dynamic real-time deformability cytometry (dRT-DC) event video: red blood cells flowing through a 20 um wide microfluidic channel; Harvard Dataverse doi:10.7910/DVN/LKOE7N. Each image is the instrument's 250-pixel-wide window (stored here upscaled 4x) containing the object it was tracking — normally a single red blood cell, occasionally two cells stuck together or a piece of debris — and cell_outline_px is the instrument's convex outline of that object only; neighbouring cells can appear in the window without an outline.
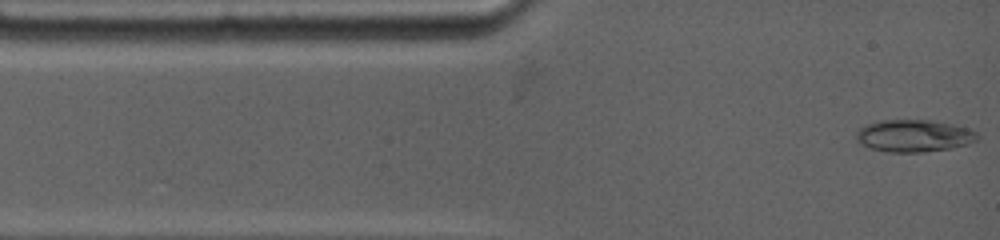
{"species": "common noctule bat (a hibernating species)", "species_latin": "Nyctalus noctula", "temperature_condition": "warm", "stored_images_in_passage": 5, "camera_frame_rate_fps": 4500, "um_per_image_px": 0.085, "animal": {"sex": "female", "body_mass_g": 19.0, "forearm_length_mm": 53.3}, "frame": {"image": 1, "passage_image": 1, "time_ms": 0.0, "image_size_px": [1000, 240], "cell_outline_px": [[980, 136], [976, 140], [968, 144], [952, 148], [924, 152], [888, 152], [872, 148], [856, 140], [856, 132], [864, 124], [880, 120], [928, 120], [952, 124], [968, 128], [976, 132]], "centroid_in_image_um": [77.69, 11.54], "position_along_channel_um": 7.3, "area_um2": 22.72}}
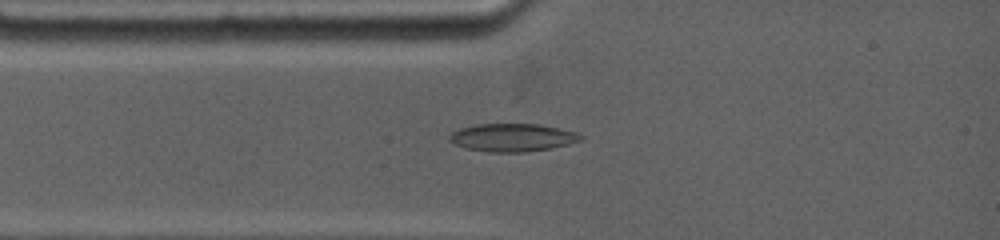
{"frame": {"image": 2, "passage_image": 4, "time_ms": 2.0, "image_size_px": [1000, 240], "cell_outline_px": [[584, 140], [568, 144], [548, 148], [524, 152], [488, 152], [464, 148], [448, 140], [448, 136], [452, 132], [460, 128], [476, 124], [540, 124], [560, 128], [576, 132], [584, 136]], "centroid_in_image_um": [43.56, 11.68], "position_along_channel_um": 41.4, "area_um2": 21.44}}